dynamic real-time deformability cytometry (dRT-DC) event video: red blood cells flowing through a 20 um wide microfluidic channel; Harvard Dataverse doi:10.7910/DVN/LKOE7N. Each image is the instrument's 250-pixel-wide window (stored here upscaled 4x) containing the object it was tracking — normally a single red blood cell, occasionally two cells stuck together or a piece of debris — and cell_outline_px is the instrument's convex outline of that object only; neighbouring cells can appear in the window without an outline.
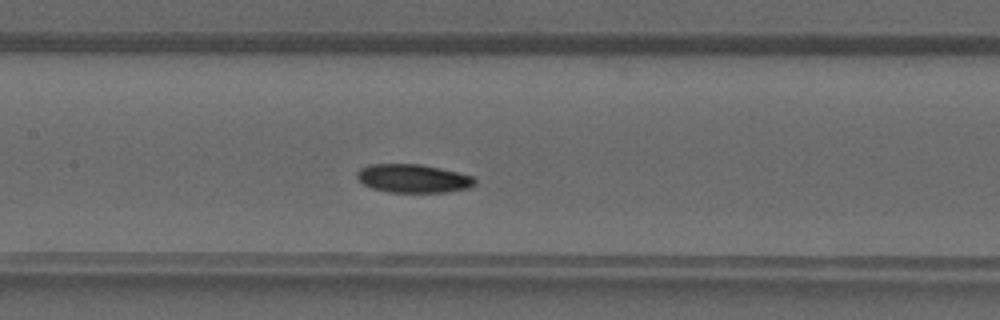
{"species": "common noctule bat (a hibernating species)", "species_latin": "Nyctalus noctula", "temperature_condition": "warm", "stored_images_in_passage": 37, "camera_frame_rate_fps": 3000, "um_per_image_px": 0.085, "animal": {"sex": "male", "forearm_length_mm": 52.5}, "frame": {"image": 1, "passage_image": 15, "time_ms": 4.667, "image_size_px": [1000, 320], "cell_outline_px": [[476, 184], [468, 188], [448, 192], [388, 192], [372, 188], [364, 184], [356, 176], [356, 172], [360, 168], [368, 164], [420, 164], [440, 168], [472, 176], [476, 180]], "centroid_in_image_um": [35.1, 15.17], "position_along_channel_um": 172.3, "area_um2": 19.54}}
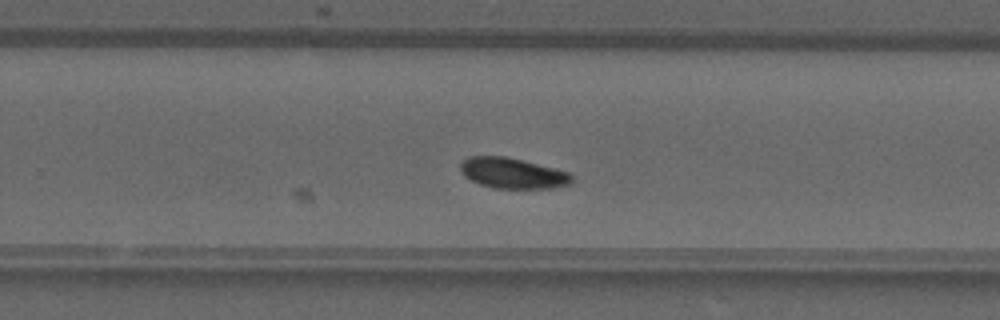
{"frame": {"image": 2, "passage_image": 22, "time_ms": 7.0, "image_size_px": [1000, 320], "cell_outline_px": [[572, 184], [556, 188], [492, 188], [480, 184], [464, 176], [460, 172], [460, 164], [468, 156], [504, 156], [568, 172], [572, 176]], "centroid_in_image_um": [43.55, 14.73], "position_along_channel_um": 286.2, "area_um2": 19.71}}
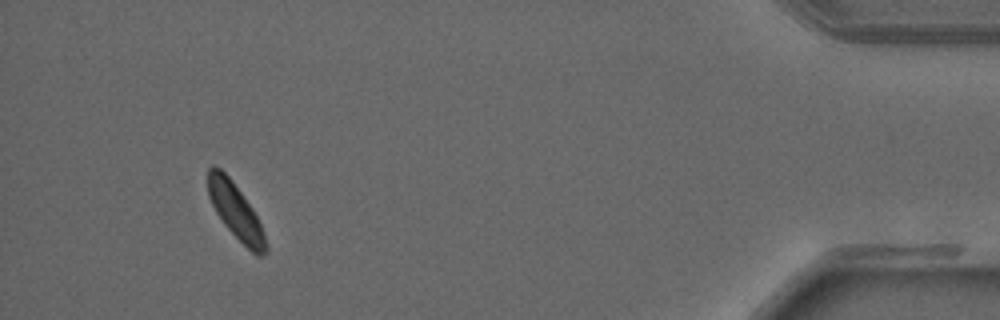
{"frame": {"image": 3, "passage_image": 34, "time_ms": 11.0, "image_size_px": [1000, 320], "cell_outline_px": [[268, 252], [264, 256], [256, 256], [224, 224], [216, 212], [208, 196], [208, 168], [212, 164], [220, 168], [232, 180], [252, 208], [260, 224], [268, 244]], "centroid_in_image_um": [20.04, 17.96], "position_along_channel_um": 415.2, "area_um2": 18.5}}